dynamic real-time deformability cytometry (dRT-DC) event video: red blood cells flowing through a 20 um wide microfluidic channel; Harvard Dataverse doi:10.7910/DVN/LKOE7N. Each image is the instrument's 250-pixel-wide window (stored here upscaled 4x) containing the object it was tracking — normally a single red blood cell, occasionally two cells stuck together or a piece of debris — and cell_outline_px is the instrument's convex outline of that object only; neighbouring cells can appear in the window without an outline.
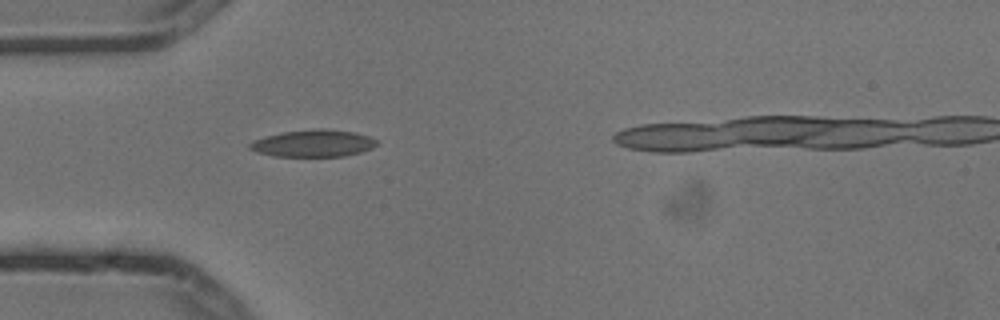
{"species": "common noctule bat (a hibernating species)", "species_latin": "Nyctalus noctula", "temperature_condition": "cold", "stored_images_in_passage": 4, "camera_frame_rate_fps": 3000, "um_per_image_px": 0.085, "animal": {"sex": "male", "body_mass_g": 13.3}, "frame": {"image": 1, "passage_image": 4, "time_ms": 1.0, "image_size_px": [1000, 320], "cell_outline_px": [[376, 144], [372, 148], [360, 152], [344, 156], [276, 156], [260, 152], [248, 148], [248, 144], [252, 140], [280, 132], [320, 128], [324, 128], [356, 132], [368, 136], [376, 140]], "centroid_in_image_um": [26.62, 12.17], "position_along_channel_um": 58.4, "area_um2": 19.94}}